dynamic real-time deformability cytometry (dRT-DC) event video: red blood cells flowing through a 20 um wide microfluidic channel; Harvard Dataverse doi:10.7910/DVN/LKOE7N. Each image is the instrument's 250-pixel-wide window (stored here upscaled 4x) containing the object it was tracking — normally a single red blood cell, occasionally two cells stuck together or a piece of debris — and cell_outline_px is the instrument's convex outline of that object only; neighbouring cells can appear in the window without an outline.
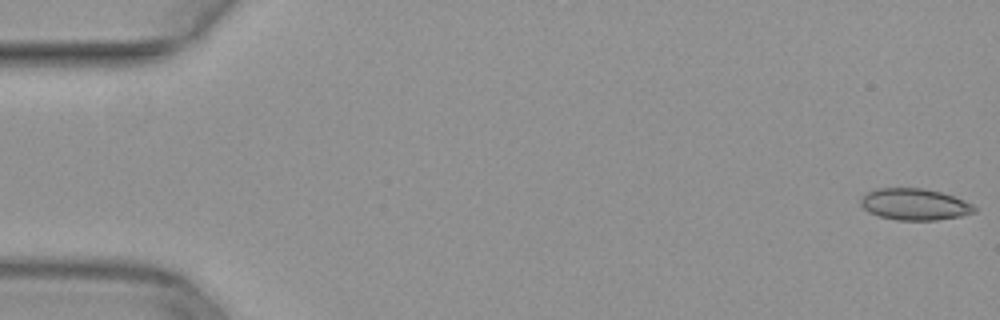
{"species": "common noctule bat (a hibernating species)", "species_latin": "Nyctalus noctula", "temperature_condition": "warm", "stored_images_in_passage": 37, "camera_frame_rate_fps": 3000, "um_per_image_px": 0.085, "animal": {"sex": "female", "body_mass_g": 29.2, "forearm_length_mm": 56.3}, "frame": {"image": 1, "passage_image": 1, "time_ms": 0.0, "image_size_px": [1000, 320], "cell_outline_px": [[976, 212], [960, 216], [936, 220], [896, 220], [880, 216], [868, 212], [860, 204], [860, 200], [868, 192], [876, 188], [924, 188], [940, 192], [964, 200], [972, 204], [976, 208]], "centroid_in_image_um": [77.74, 17.37], "position_along_channel_um": 7.3, "area_um2": 20.81}}
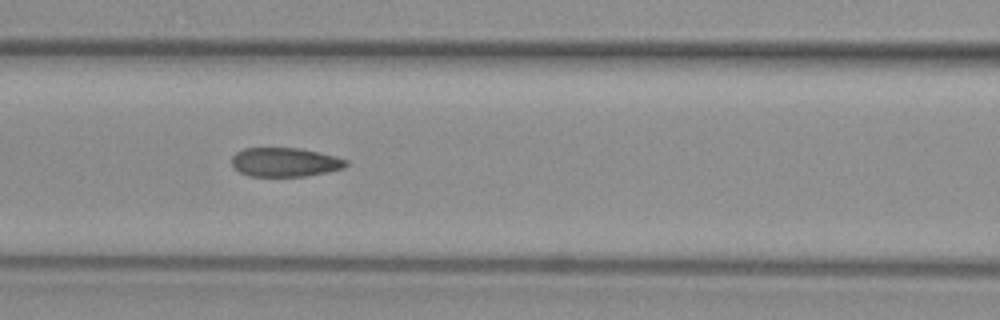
{"frame": {"image": 2, "passage_image": 22, "time_ms": 7.0, "image_size_px": [1000, 320], "cell_outline_px": [[348, 164], [344, 168], [328, 172], [304, 176], [248, 176], [240, 172], [232, 164], [232, 156], [236, 152], [244, 148], [300, 148], [336, 156], [348, 160]], "centroid_in_image_um": [24.24, 13.78], "position_along_channel_um": 142.4, "area_um2": 19.36}}
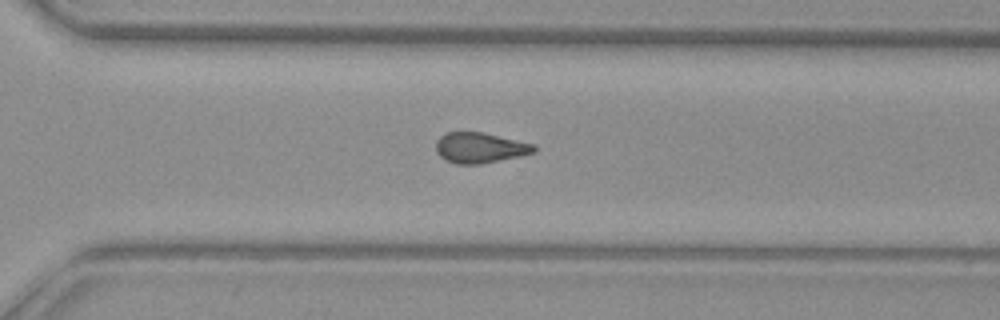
{"frame": {"image": 3, "passage_image": 37, "time_ms": 12.0, "image_size_px": [1000, 320], "cell_outline_px": [[536, 152], [520, 156], [480, 164], [456, 164], [440, 156], [436, 152], [436, 140], [444, 132], [484, 132], [536, 144]], "centroid_in_image_um": [40.81, 12.54], "position_along_channel_um": 329.8, "area_um2": 17.57}}